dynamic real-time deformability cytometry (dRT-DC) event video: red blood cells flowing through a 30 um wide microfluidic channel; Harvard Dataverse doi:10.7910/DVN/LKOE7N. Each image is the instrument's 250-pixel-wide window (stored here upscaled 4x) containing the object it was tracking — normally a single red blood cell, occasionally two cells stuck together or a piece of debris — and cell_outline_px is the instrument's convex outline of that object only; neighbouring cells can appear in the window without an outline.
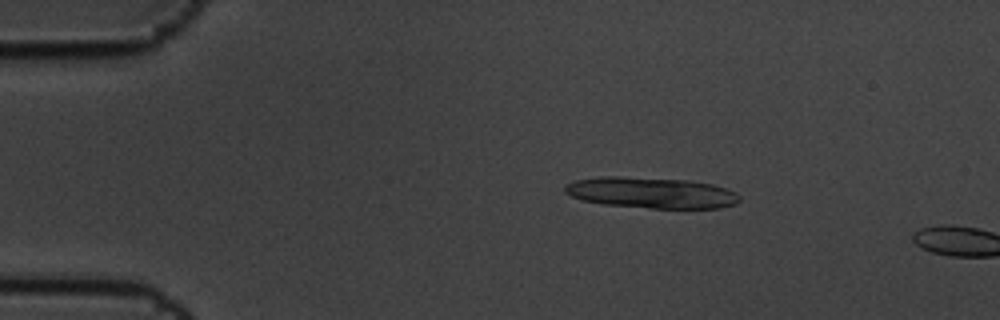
{"species": "common noctule bat (a hibernating species)", "species_latin": "Nyctalus noctula", "temperature_condition": "cold", "stored_images_in_passage": 3, "camera_frame_rate_fps": 3000, "um_per_image_px": 0.085, "animal": {"sex": "male", "body_mass_g": 19.5, "forearm_length_mm": 54.6}, "frame": {"image": 1, "passage_image": 2, "time_ms": 0.333, "image_size_px": [1000, 320], "cell_outline_px": [[740, 200], [736, 204], [720, 208], [652, 208], [604, 204], [584, 200], [572, 196], [564, 192], [564, 184], [576, 180], [600, 176], [620, 176], [688, 180], [712, 184], [736, 192], [740, 196]], "centroid_in_image_um": [55.36, 16.37], "position_along_channel_um": 29.6, "area_um2": 31.56}}